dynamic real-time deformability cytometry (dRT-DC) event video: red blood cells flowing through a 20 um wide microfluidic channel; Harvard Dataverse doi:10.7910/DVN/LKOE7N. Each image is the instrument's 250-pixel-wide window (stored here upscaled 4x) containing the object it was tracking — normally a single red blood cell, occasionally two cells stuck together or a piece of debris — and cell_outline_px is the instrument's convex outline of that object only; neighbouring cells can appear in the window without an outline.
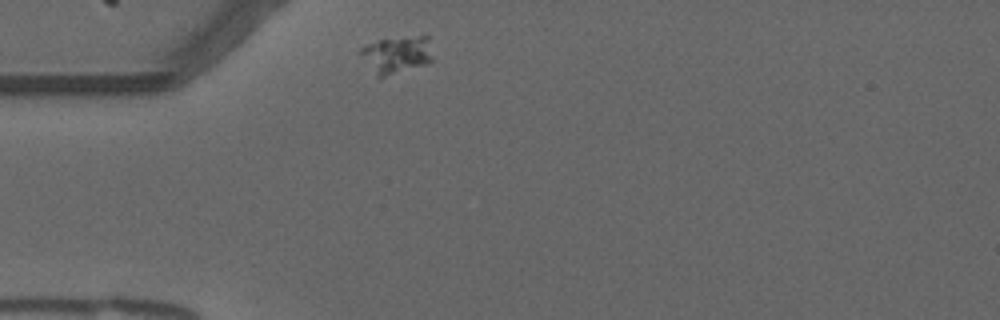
{"species": "common noctule bat (a hibernating species)", "species_latin": "Nyctalus noctula", "temperature_condition": "warm", "stored_images_in_passage": 37, "camera_frame_rate_fps": 3000, "um_per_image_px": 0.085, "animal": {"sex": "male", "forearm_length_mm": 52.5}, "frame": {"image": 1, "passage_image": 1, "time_ms": 0.0, "image_size_px": [1000, 320], "cell_outline_px": [[432, 60], [428, 64], [380, 80], [376, 76], [360, 52], [360, 48], [368, 44], [380, 40], [424, 32], [428, 32], [432, 56]], "centroid_in_image_um": [33.81, 4.63], "position_along_channel_um": 51.2, "area_um2": 16.47}}
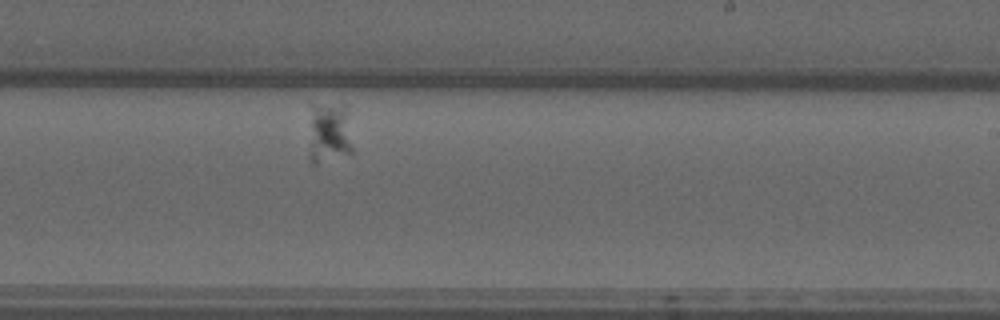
{"frame": {"image": 2, "passage_image": 23, "time_ms": 7.333, "image_size_px": [1000, 320], "cell_outline_px": [[356, 152], [316, 164], [312, 164], [308, 160], [308, 152], [312, 104], [344, 104]], "centroid_in_image_um": [27.99, 11.35], "position_along_channel_um": 261.0, "area_um2": 16.24}}
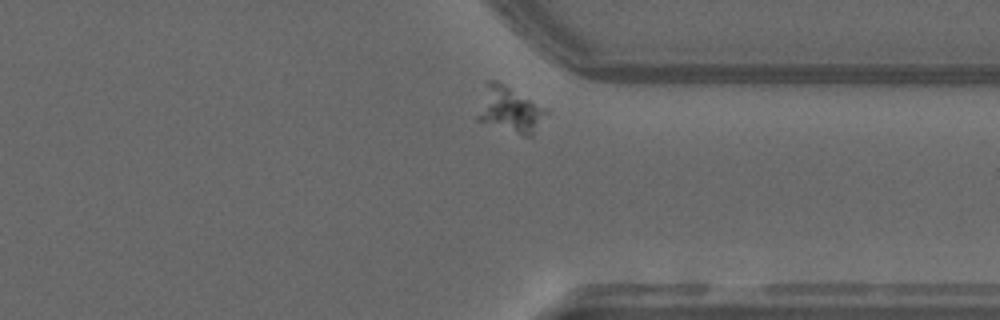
{"frame": {"image": 3, "passage_image": 33, "time_ms": 10.667, "image_size_px": [1000, 320], "cell_outline_px": [[548, 112], [532, 136], [524, 136], [476, 120], [476, 116], [488, 80], [496, 80], [504, 84], [548, 108]], "centroid_in_image_um": [43.36, 9.33], "position_along_channel_um": 368.0, "area_um2": 18.21}}